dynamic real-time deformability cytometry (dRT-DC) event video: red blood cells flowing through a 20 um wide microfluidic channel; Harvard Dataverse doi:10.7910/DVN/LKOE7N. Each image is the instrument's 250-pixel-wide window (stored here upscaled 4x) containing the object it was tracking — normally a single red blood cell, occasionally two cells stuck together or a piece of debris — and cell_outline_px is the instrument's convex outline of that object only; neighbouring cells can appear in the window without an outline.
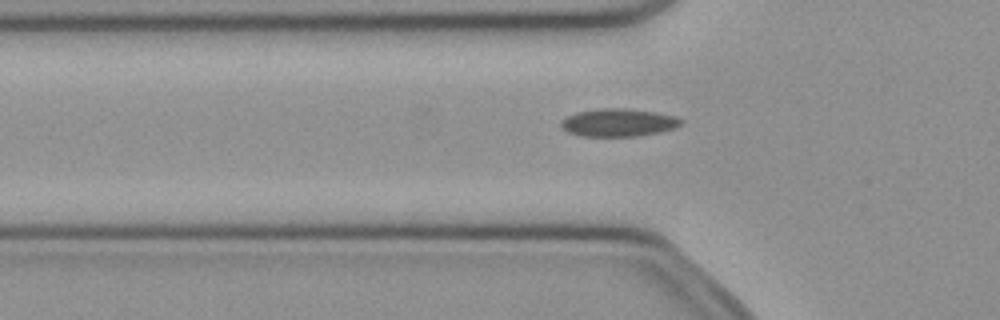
{"species": "common noctule bat (a hibernating species)", "species_latin": "Nyctalus noctula", "temperature_condition": "cold", "stored_images_in_passage": 51, "camera_frame_rate_fps": 3000, "um_per_image_px": 0.085, "animal": {"sex": "female", "body_mass_g": 21.9}, "frame": {"image": 1, "passage_image": 17, "time_ms": 5.333, "image_size_px": [1000, 320], "cell_outline_px": [[684, 124], [676, 128], [660, 132], [636, 136], [580, 136], [568, 132], [560, 128], [560, 120], [576, 112], [604, 108], [624, 108], [656, 112], [676, 116], [684, 120]], "centroid_in_image_um": [52.59, 10.42], "position_along_channel_um": 73.2, "area_um2": 19.71}}
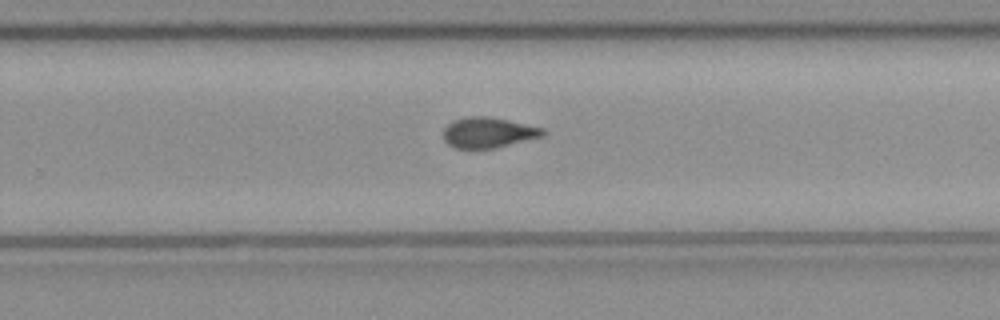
{"frame": {"image": 2, "passage_image": 33, "time_ms": 10.667, "image_size_px": [1000, 320], "cell_outline_px": [[548, 132], [544, 136], [496, 148], [456, 148], [448, 144], [444, 140], [444, 128], [452, 120], [464, 116], [488, 116], [508, 120], [544, 128]], "centroid_in_image_um": [41.52, 11.26], "position_along_channel_um": 288.3, "area_um2": 17.86}}
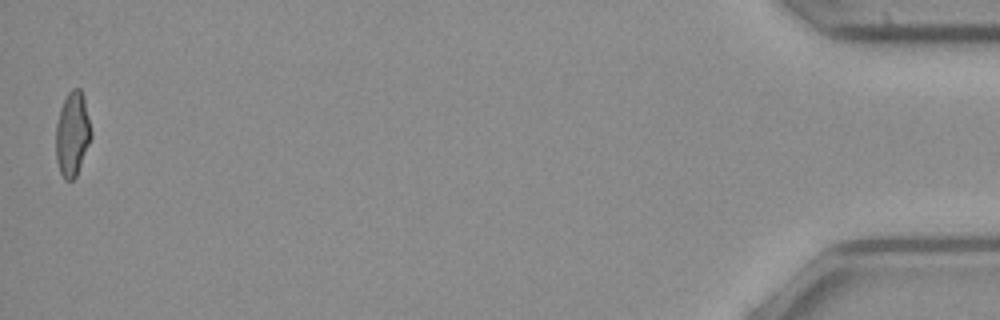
{"frame": {"image": 3, "passage_image": 51, "time_ms": 16.667, "image_size_px": [1000, 320], "cell_outline_px": [[92, 136], [76, 176], [72, 180], [64, 180], [60, 172], [56, 160], [56, 124], [60, 108], [68, 92], [72, 88], [80, 88], [84, 96], [92, 132]], "centroid_in_image_um": [6.15, 11.38], "position_along_channel_um": 429.0, "area_um2": 17.4}, "authors_computed_cell_mechanics": {"area_um2": 17.9758, "velocity_mm_per_s": 4.0078, "shape_relaxation_time_tau1_ms": null, "shape_relaxation_time_tau2_ms": 4.2079, "deformation_change_tau1": null, "deformation_change_tau2": 0.0935}}